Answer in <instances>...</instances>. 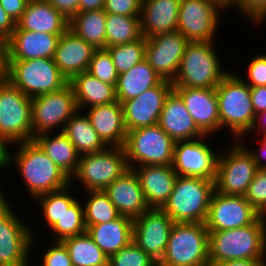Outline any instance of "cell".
I'll use <instances>...</instances> for the list:
<instances>
[{"mask_svg":"<svg viewBox=\"0 0 266 266\" xmlns=\"http://www.w3.org/2000/svg\"><path fill=\"white\" fill-rule=\"evenodd\" d=\"M214 190V180L178 175L161 209L174 223H205Z\"/></svg>","mask_w":266,"mask_h":266,"instance_id":"5b68a950","label":"cell"},{"mask_svg":"<svg viewBox=\"0 0 266 266\" xmlns=\"http://www.w3.org/2000/svg\"><path fill=\"white\" fill-rule=\"evenodd\" d=\"M7 77V44L0 38V82Z\"/></svg>","mask_w":266,"mask_h":266,"instance_id":"11a10c76","label":"cell"},{"mask_svg":"<svg viewBox=\"0 0 266 266\" xmlns=\"http://www.w3.org/2000/svg\"><path fill=\"white\" fill-rule=\"evenodd\" d=\"M53 244L50 247L47 245L45 252L41 253V264L37 266H73L65 244L62 241H55Z\"/></svg>","mask_w":266,"mask_h":266,"instance_id":"f6af8a7d","label":"cell"},{"mask_svg":"<svg viewBox=\"0 0 266 266\" xmlns=\"http://www.w3.org/2000/svg\"><path fill=\"white\" fill-rule=\"evenodd\" d=\"M96 49L69 28L60 36L54 62L68 82L79 73L86 72Z\"/></svg>","mask_w":266,"mask_h":266,"instance_id":"44dd1931","label":"cell"},{"mask_svg":"<svg viewBox=\"0 0 266 266\" xmlns=\"http://www.w3.org/2000/svg\"><path fill=\"white\" fill-rule=\"evenodd\" d=\"M80 155L98 153L108 146L99 137L83 110H77L62 131Z\"/></svg>","mask_w":266,"mask_h":266,"instance_id":"d6a6232c","label":"cell"},{"mask_svg":"<svg viewBox=\"0 0 266 266\" xmlns=\"http://www.w3.org/2000/svg\"><path fill=\"white\" fill-rule=\"evenodd\" d=\"M2 190L0 187V266H32L36 232L18 217Z\"/></svg>","mask_w":266,"mask_h":266,"instance_id":"8992f818","label":"cell"},{"mask_svg":"<svg viewBox=\"0 0 266 266\" xmlns=\"http://www.w3.org/2000/svg\"><path fill=\"white\" fill-rule=\"evenodd\" d=\"M105 0H79V11H92L103 9Z\"/></svg>","mask_w":266,"mask_h":266,"instance_id":"6f0895ef","label":"cell"},{"mask_svg":"<svg viewBox=\"0 0 266 266\" xmlns=\"http://www.w3.org/2000/svg\"><path fill=\"white\" fill-rule=\"evenodd\" d=\"M259 140H260V142H259L260 143V146H259L260 150L258 149L256 151V150H253V149H249V147L246 146V144L244 146L252 154V157H253L254 162L257 165V167L259 169H266V162H265L266 161V138L262 137V139L259 138Z\"/></svg>","mask_w":266,"mask_h":266,"instance_id":"f5cc1de1","label":"cell"},{"mask_svg":"<svg viewBox=\"0 0 266 266\" xmlns=\"http://www.w3.org/2000/svg\"><path fill=\"white\" fill-rule=\"evenodd\" d=\"M69 84L72 86L79 110L100 106L116 101L115 87L92 76L89 72L75 75Z\"/></svg>","mask_w":266,"mask_h":266,"instance_id":"f546056e","label":"cell"},{"mask_svg":"<svg viewBox=\"0 0 266 266\" xmlns=\"http://www.w3.org/2000/svg\"><path fill=\"white\" fill-rule=\"evenodd\" d=\"M6 79L29 98L58 91L69 83L53 58L7 60Z\"/></svg>","mask_w":266,"mask_h":266,"instance_id":"ba28073f","label":"cell"},{"mask_svg":"<svg viewBox=\"0 0 266 266\" xmlns=\"http://www.w3.org/2000/svg\"><path fill=\"white\" fill-rule=\"evenodd\" d=\"M136 173L147 205L161 208L170 197L178 174L172 165H146L132 168Z\"/></svg>","mask_w":266,"mask_h":266,"instance_id":"cb8c5ba5","label":"cell"},{"mask_svg":"<svg viewBox=\"0 0 266 266\" xmlns=\"http://www.w3.org/2000/svg\"><path fill=\"white\" fill-rule=\"evenodd\" d=\"M208 138L206 135L175 143L172 166L178 175L215 180L219 150L204 142Z\"/></svg>","mask_w":266,"mask_h":266,"instance_id":"9a60e30c","label":"cell"},{"mask_svg":"<svg viewBox=\"0 0 266 266\" xmlns=\"http://www.w3.org/2000/svg\"><path fill=\"white\" fill-rule=\"evenodd\" d=\"M250 96L256 115L266 111V86L250 87Z\"/></svg>","mask_w":266,"mask_h":266,"instance_id":"f907efd6","label":"cell"},{"mask_svg":"<svg viewBox=\"0 0 266 266\" xmlns=\"http://www.w3.org/2000/svg\"><path fill=\"white\" fill-rule=\"evenodd\" d=\"M61 35L14 30L6 41L7 60L53 58Z\"/></svg>","mask_w":266,"mask_h":266,"instance_id":"603a6c76","label":"cell"},{"mask_svg":"<svg viewBox=\"0 0 266 266\" xmlns=\"http://www.w3.org/2000/svg\"><path fill=\"white\" fill-rule=\"evenodd\" d=\"M29 0H0L4 11L17 23L22 17Z\"/></svg>","mask_w":266,"mask_h":266,"instance_id":"681fc988","label":"cell"},{"mask_svg":"<svg viewBox=\"0 0 266 266\" xmlns=\"http://www.w3.org/2000/svg\"><path fill=\"white\" fill-rule=\"evenodd\" d=\"M16 28V22L4 11L0 5V38L7 41Z\"/></svg>","mask_w":266,"mask_h":266,"instance_id":"816d5d0a","label":"cell"},{"mask_svg":"<svg viewBox=\"0 0 266 266\" xmlns=\"http://www.w3.org/2000/svg\"><path fill=\"white\" fill-rule=\"evenodd\" d=\"M77 199L70 208L65 211L60 220L54 224L50 231L52 232V241H63L67 238L86 232L84 223V205ZM54 235V236H53Z\"/></svg>","mask_w":266,"mask_h":266,"instance_id":"f35d334b","label":"cell"},{"mask_svg":"<svg viewBox=\"0 0 266 266\" xmlns=\"http://www.w3.org/2000/svg\"><path fill=\"white\" fill-rule=\"evenodd\" d=\"M173 224L161 208H149L133 219L132 241L159 262L166 250Z\"/></svg>","mask_w":266,"mask_h":266,"instance_id":"e0dca14e","label":"cell"},{"mask_svg":"<svg viewBox=\"0 0 266 266\" xmlns=\"http://www.w3.org/2000/svg\"><path fill=\"white\" fill-rule=\"evenodd\" d=\"M172 90V82L162 80L138 97L123 101L121 104L126 130L158 124L164 101Z\"/></svg>","mask_w":266,"mask_h":266,"instance_id":"d6986e66","label":"cell"},{"mask_svg":"<svg viewBox=\"0 0 266 266\" xmlns=\"http://www.w3.org/2000/svg\"><path fill=\"white\" fill-rule=\"evenodd\" d=\"M214 43L189 42L186 45L178 72L172 81L173 88H216L231 70H225L222 66Z\"/></svg>","mask_w":266,"mask_h":266,"instance_id":"277c9868","label":"cell"},{"mask_svg":"<svg viewBox=\"0 0 266 266\" xmlns=\"http://www.w3.org/2000/svg\"><path fill=\"white\" fill-rule=\"evenodd\" d=\"M209 230L205 223H174L158 266H207Z\"/></svg>","mask_w":266,"mask_h":266,"instance_id":"52a82bcc","label":"cell"},{"mask_svg":"<svg viewBox=\"0 0 266 266\" xmlns=\"http://www.w3.org/2000/svg\"><path fill=\"white\" fill-rule=\"evenodd\" d=\"M78 110L72 86L31 98L33 136L63 131L67 120Z\"/></svg>","mask_w":266,"mask_h":266,"instance_id":"4fadbf2b","label":"cell"},{"mask_svg":"<svg viewBox=\"0 0 266 266\" xmlns=\"http://www.w3.org/2000/svg\"><path fill=\"white\" fill-rule=\"evenodd\" d=\"M246 73L248 78H241L249 87L266 86V54L255 55L248 62Z\"/></svg>","mask_w":266,"mask_h":266,"instance_id":"bcb514c9","label":"cell"},{"mask_svg":"<svg viewBox=\"0 0 266 266\" xmlns=\"http://www.w3.org/2000/svg\"><path fill=\"white\" fill-rule=\"evenodd\" d=\"M252 131L256 135L259 134L260 136L262 135L261 137L266 138V111L256 115L253 127L249 133H251Z\"/></svg>","mask_w":266,"mask_h":266,"instance_id":"9f6ffc18","label":"cell"},{"mask_svg":"<svg viewBox=\"0 0 266 266\" xmlns=\"http://www.w3.org/2000/svg\"><path fill=\"white\" fill-rule=\"evenodd\" d=\"M180 0H141V32L144 38L177 31Z\"/></svg>","mask_w":266,"mask_h":266,"instance_id":"4316f807","label":"cell"},{"mask_svg":"<svg viewBox=\"0 0 266 266\" xmlns=\"http://www.w3.org/2000/svg\"><path fill=\"white\" fill-rule=\"evenodd\" d=\"M175 143L158 124L127 131L123 148L128 167L172 165Z\"/></svg>","mask_w":266,"mask_h":266,"instance_id":"30bf717a","label":"cell"},{"mask_svg":"<svg viewBox=\"0 0 266 266\" xmlns=\"http://www.w3.org/2000/svg\"><path fill=\"white\" fill-rule=\"evenodd\" d=\"M142 37L140 16L107 13L106 48L131 43Z\"/></svg>","mask_w":266,"mask_h":266,"instance_id":"d590c367","label":"cell"},{"mask_svg":"<svg viewBox=\"0 0 266 266\" xmlns=\"http://www.w3.org/2000/svg\"><path fill=\"white\" fill-rule=\"evenodd\" d=\"M188 43L178 31L146 38L145 59L162 80L172 82Z\"/></svg>","mask_w":266,"mask_h":266,"instance_id":"ac0fdd59","label":"cell"},{"mask_svg":"<svg viewBox=\"0 0 266 266\" xmlns=\"http://www.w3.org/2000/svg\"><path fill=\"white\" fill-rule=\"evenodd\" d=\"M106 18L104 9L79 11L69 20V29L95 49H105Z\"/></svg>","mask_w":266,"mask_h":266,"instance_id":"836d02e7","label":"cell"},{"mask_svg":"<svg viewBox=\"0 0 266 266\" xmlns=\"http://www.w3.org/2000/svg\"><path fill=\"white\" fill-rule=\"evenodd\" d=\"M233 8L251 20L255 27L257 24L266 23V0H234Z\"/></svg>","mask_w":266,"mask_h":266,"instance_id":"ee69618b","label":"cell"},{"mask_svg":"<svg viewBox=\"0 0 266 266\" xmlns=\"http://www.w3.org/2000/svg\"><path fill=\"white\" fill-rule=\"evenodd\" d=\"M69 28V20L46 0H29L15 30L62 35Z\"/></svg>","mask_w":266,"mask_h":266,"instance_id":"83f0119b","label":"cell"},{"mask_svg":"<svg viewBox=\"0 0 266 266\" xmlns=\"http://www.w3.org/2000/svg\"><path fill=\"white\" fill-rule=\"evenodd\" d=\"M108 266H158V262L131 241L109 257Z\"/></svg>","mask_w":266,"mask_h":266,"instance_id":"60d3db41","label":"cell"},{"mask_svg":"<svg viewBox=\"0 0 266 266\" xmlns=\"http://www.w3.org/2000/svg\"><path fill=\"white\" fill-rule=\"evenodd\" d=\"M215 2L218 6H220L224 11H229L227 9L231 8L234 0H210Z\"/></svg>","mask_w":266,"mask_h":266,"instance_id":"91938a15","label":"cell"},{"mask_svg":"<svg viewBox=\"0 0 266 266\" xmlns=\"http://www.w3.org/2000/svg\"><path fill=\"white\" fill-rule=\"evenodd\" d=\"M87 192V193H86ZM89 194L85 200L84 206V223L86 229L89 226L103 224L112 221L120 216L115 205L110 201L104 190L102 191H85Z\"/></svg>","mask_w":266,"mask_h":266,"instance_id":"74e56055","label":"cell"},{"mask_svg":"<svg viewBox=\"0 0 266 266\" xmlns=\"http://www.w3.org/2000/svg\"><path fill=\"white\" fill-rule=\"evenodd\" d=\"M239 75L234 74V71L229 72L215 88L220 132L230 128L229 135L232 134L233 140H243L246 133L251 131L256 118L250 87Z\"/></svg>","mask_w":266,"mask_h":266,"instance_id":"3957f363","label":"cell"},{"mask_svg":"<svg viewBox=\"0 0 266 266\" xmlns=\"http://www.w3.org/2000/svg\"><path fill=\"white\" fill-rule=\"evenodd\" d=\"M103 9L109 14L140 16L141 0H105Z\"/></svg>","mask_w":266,"mask_h":266,"instance_id":"7dc6e473","label":"cell"},{"mask_svg":"<svg viewBox=\"0 0 266 266\" xmlns=\"http://www.w3.org/2000/svg\"><path fill=\"white\" fill-rule=\"evenodd\" d=\"M231 141L233 143L228 144L230 150L225 147L218 154L215 191L224 195L244 196L259 168L243 140Z\"/></svg>","mask_w":266,"mask_h":266,"instance_id":"9c48e42d","label":"cell"},{"mask_svg":"<svg viewBox=\"0 0 266 266\" xmlns=\"http://www.w3.org/2000/svg\"><path fill=\"white\" fill-rule=\"evenodd\" d=\"M210 264L242 259L266 261V216L253 224L223 231H209Z\"/></svg>","mask_w":266,"mask_h":266,"instance_id":"7a4b0ae2","label":"cell"},{"mask_svg":"<svg viewBox=\"0 0 266 266\" xmlns=\"http://www.w3.org/2000/svg\"><path fill=\"white\" fill-rule=\"evenodd\" d=\"M146 38L143 36L134 42L118 44L105 48L112 58L117 73L129 71L145 59Z\"/></svg>","mask_w":266,"mask_h":266,"instance_id":"ab89813d","label":"cell"},{"mask_svg":"<svg viewBox=\"0 0 266 266\" xmlns=\"http://www.w3.org/2000/svg\"><path fill=\"white\" fill-rule=\"evenodd\" d=\"M62 242L68 249L73 266H108L109 257L87 232Z\"/></svg>","mask_w":266,"mask_h":266,"instance_id":"e575fe53","label":"cell"},{"mask_svg":"<svg viewBox=\"0 0 266 266\" xmlns=\"http://www.w3.org/2000/svg\"><path fill=\"white\" fill-rule=\"evenodd\" d=\"M83 111L99 137L108 147L124 146L127 130L124 124L122 104L118 100L89 107Z\"/></svg>","mask_w":266,"mask_h":266,"instance_id":"d4e9b609","label":"cell"},{"mask_svg":"<svg viewBox=\"0 0 266 266\" xmlns=\"http://www.w3.org/2000/svg\"><path fill=\"white\" fill-rule=\"evenodd\" d=\"M211 265L212 266H266V261H263L262 259H242V260L223 261Z\"/></svg>","mask_w":266,"mask_h":266,"instance_id":"db71d44e","label":"cell"},{"mask_svg":"<svg viewBox=\"0 0 266 266\" xmlns=\"http://www.w3.org/2000/svg\"><path fill=\"white\" fill-rule=\"evenodd\" d=\"M60 14L70 20L79 12V0H46Z\"/></svg>","mask_w":266,"mask_h":266,"instance_id":"c3c4849f","label":"cell"},{"mask_svg":"<svg viewBox=\"0 0 266 266\" xmlns=\"http://www.w3.org/2000/svg\"><path fill=\"white\" fill-rule=\"evenodd\" d=\"M132 227L133 219L120 215L107 223L89 226L86 232L110 257L132 241Z\"/></svg>","mask_w":266,"mask_h":266,"instance_id":"f1b7e54d","label":"cell"},{"mask_svg":"<svg viewBox=\"0 0 266 266\" xmlns=\"http://www.w3.org/2000/svg\"><path fill=\"white\" fill-rule=\"evenodd\" d=\"M129 169L123 147H107L98 153L81 155L75 174L70 178L80 182L85 191L105 190Z\"/></svg>","mask_w":266,"mask_h":266,"instance_id":"8fae6325","label":"cell"},{"mask_svg":"<svg viewBox=\"0 0 266 266\" xmlns=\"http://www.w3.org/2000/svg\"><path fill=\"white\" fill-rule=\"evenodd\" d=\"M34 141L65 174H75L81 155L62 131L40 134Z\"/></svg>","mask_w":266,"mask_h":266,"instance_id":"4dcf8cb0","label":"cell"},{"mask_svg":"<svg viewBox=\"0 0 266 266\" xmlns=\"http://www.w3.org/2000/svg\"><path fill=\"white\" fill-rule=\"evenodd\" d=\"M244 197L260 215L266 216V169L257 170Z\"/></svg>","mask_w":266,"mask_h":266,"instance_id":"7bdbcfd3","label":"cell"},{"mask_svg":"<svg viewBox=\"0 0 266 266\" xmlns=\"http://www.w3.org/2000/svg\"><path fill=\"white\" fill-rule=\"evenodd\" d=\"M87 72L114 87L119 76L110 53L106 49H96L94 51Z\"/></svg>","mask_w":266,"mask_h":266,"instance_id":"b9f144b4","label":"cell"},{"mask_svg":"<svg viewBox=\"0 0 266 266\" xmlns=\"http://www.w3.org/2000/svg\"><path fill=\"white\" fill-rule=\"evenodd\" d=\"M162 79L150 66L146 59L119 74L115 86L116 99L123 101L138 97L146 90L158 85Z\"/></svg>","mask_w":266,"mask_h":266,"instance_id":"1f68e13d","label":"cell"},{"mask_svg":"<svg viewBox=\"0 0 266 266\" xmlns=\"http://www.w3.org/2000/svg\"><path fill=\"white\" fill-rule=\"evenodd\" d=\"M71 192L72 186L70 184L66 188L39 195L34 199L33 202H36L40 207L38 210L41 211L44 223H46L45 226H48L49 229L60 220L65 211L78 199L73 193L71 195Z\"/></svg>","mask_w":266,"mask_h":266,"instance_id":"8d00e7d4","label":"cell"},{"mask_svg":"<svg viewBox=\"0 0 266 266\" xmlns=\"http://www.w3.org/2000/svg\"><path fill=\"white\" fill-rule=\"evenodd\" d=\"M0 135L10 146L34 140L31 98L7 79L0 82Z\"/></svg>","mask_w":266,"mask_h":266,"instance_id":"7c38bea8","label":"cell"},{"mask_svg":"<svg viewBox=\"0 0 266 266\" xmlns=\"http://www.w3.org/2000/svg\"><path fill=\"white\" fill-rule=\"evenodd\" d=\"M10 145L0 135V169H6Z\"/></svg>","mask_w":266,"mask_h":266,"instance_id":"680465c9","label":"cell"},{"mask_svg":"<svg viewBox=\"0 0 266 266\" xmlns=\"http://www.w3.org/2000/svg\"><path fill=\"white\" fill-rule=\"evenodd\" d=\"M260 216L244 196L224 195L214 190L205 225L209 231H223L251 225Z\"/></svg>","mask_w":266,"mask_h":266,"instance_id":"2e32d148","label":"cell"},{"mask_svg":"<svg viewBox=\"0 0 266 266\" xmlns=\"http://www.w3.org/2000/svg\"><path fill=\"white\" fill-rule=\"evenodd\" d=\"M173 91L182 99L197 127L205 135L219 133L220 118L215 89L173 88Z\"/></svg>","mask_w":266,"mask_h":266,"instance_id":"ffe728a7","label":"cell"},{"mask_svg":"<svg viewBox=\"0 0 266 266\" xmlns=\"http://www.w3.org/2000/svg\"><path fill=\"white\" fill-rule=\"evenodd\" d=\"M158 125L175 141L206 136L196 125L182 99L172 90L166 97Z\"/></svg>","mask_w":266,"mask_h":266,"instance_id":"484cf974","label":"cell"},{"mask_svg":"<svg viewBox=\"0 0 266 266\" xmlns=\"http://www.w3.org/2000/svg\"><path fill=\"white\" fill-rule=\"evenodd\" d=\"M223 12L210 0H180L177 31L189 42L215 41Z\"/></svg>","mask_w":266,"mask_h":266,"instance_id":"5bb4252c","label":"cell"},{"mask_svg":"<svg viewBox=\"0 0 266 266\" xmlns=\"http://www.w3.org/2000/svg\"><path fill=\"white\" fill-rule=\"evenodd\" d=\"M104 191L122 216L135 219L150 208L133 169L129 168Z\"/></svg>","mask_w":266,"mask_h":266,"instance_id":"7402d4cb","label":"cell"},{"mask_svg":"<svg viewBox=\"0 0 266 266\" xmlns=\"http://www.w3.org/2000/svg\"><path fill=\"white\" fill-rule=\"evenodd\" d=\"M14 146L16 148L10 147L6 168L16 167L32 200L39 195L61 190L71 184L70 177L34 140L20 142Z\"/></svg>","mask_w":266,"mask_h":266,"instance_id":"6da1fadb","label":"cell"}]
</instances>
